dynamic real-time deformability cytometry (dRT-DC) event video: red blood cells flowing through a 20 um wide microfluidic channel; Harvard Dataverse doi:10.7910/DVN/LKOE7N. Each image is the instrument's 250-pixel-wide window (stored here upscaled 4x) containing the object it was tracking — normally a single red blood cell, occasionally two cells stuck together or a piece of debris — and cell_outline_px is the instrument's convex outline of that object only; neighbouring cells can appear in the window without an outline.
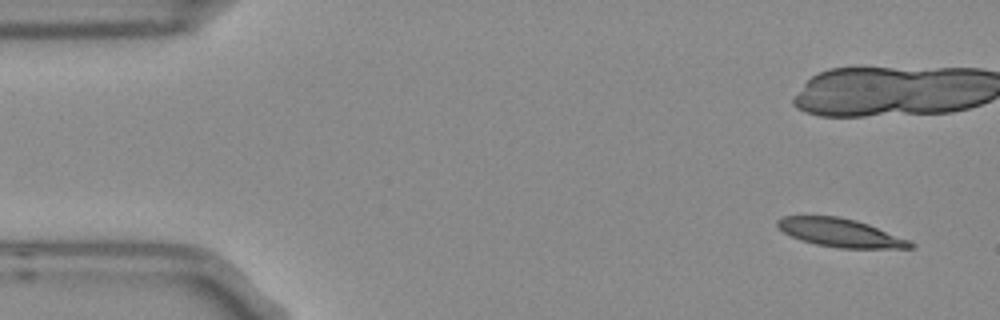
{"species": "Egyptian fruit bat (a non-hibernating species)", "species_latin": "Rousettus aegyptiacus", "temperature_condition": "room temperature", "stored_images_in_passage": 7, "camera_frame_rate_fps": 3000, "um_per_image_px": 0.085, "frame": {"image": 1, "passage_image": 1, "time_ms": 0.0, "image_size_px": [1000, 320], "cell_outline_px": [[916, 248], [840, 248], [816, 244], [800, 240], [784, 232], [776, 224], [776, 220], [780, 216], [840, 216], [856, 220], [868, 224], [908, 240], [916, 244]], "centroid_in_image_um": [71.41, 19.78], "position_along_channel_um": 13.6, "area_um2": 21.85}}